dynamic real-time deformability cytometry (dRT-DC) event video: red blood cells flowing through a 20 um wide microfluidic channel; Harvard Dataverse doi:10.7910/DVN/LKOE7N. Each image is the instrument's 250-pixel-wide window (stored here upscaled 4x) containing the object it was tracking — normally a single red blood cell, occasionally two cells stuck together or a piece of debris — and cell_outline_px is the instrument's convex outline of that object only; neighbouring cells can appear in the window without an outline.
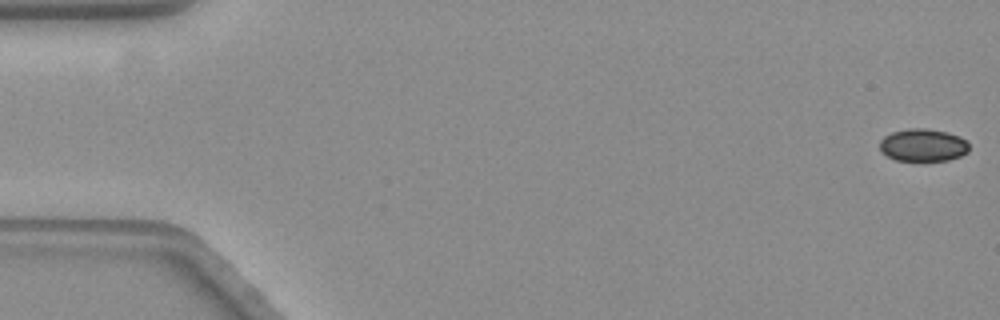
{"species": "common noctule bat (a hibernating species)", "species_latin": "Nyctalus noctula", "temperature_condition": "warm", "stored_images_in_passage": 58, "camera_frame_rate_fps": 3000, "um_per_image_px": 0.085, "animal": {"sex": "female", "body_mass_g": 19.3, "forearm_length_mm": 54.1}, "frame": {"image": 1, "passage_image": 1, "time_ms": 0.0, "image_size_px": [1000, 320], "cell_outline_px": [[968, 152], [960, 156], [948, 160], [896, 160], [880, 152], [880, 140], [884, 136], [892, 132], [912, 128], [924, 128], [944, 132], [956, 136], [964, 140], [968, 144]], "centroid_in_image_um": [78.41, 12.34], "position_along_channel_um": 6.6, "area_um2": 16.65}}
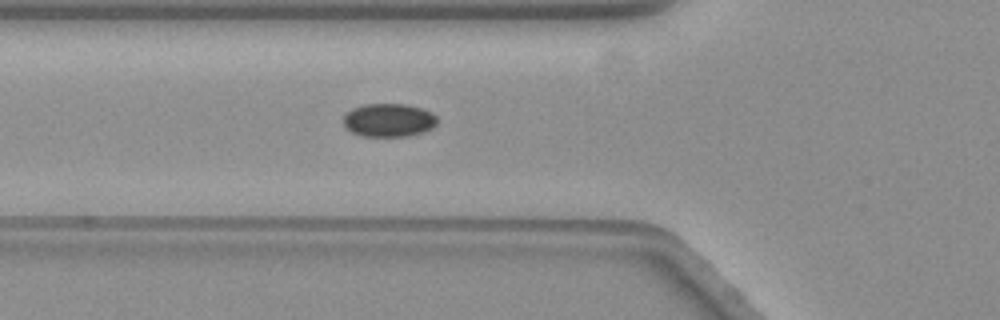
{"frame": {"image": 2, "passage_image": 21, "time_ms": 6.667, "image_size_px": [1000, 320], "cell_outline_px": [[436, 124], [432, 128], [424, 132], [408, 136], [360, 136], [344, 128], [344, 116], [352, 108], [364, 104], [408, 104], [432, 112], [436, 116]], "centroid_in_image_um": [33.04, 10.21], "position_along_channel_um": 92.8, "area_um2": 18.32}}
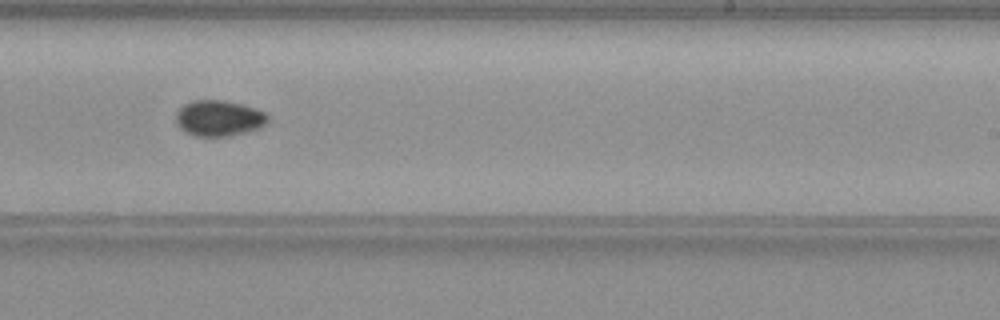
{"frame": {"image": 3, "passage_image": 36, "time_ms": 11.667, "image_size_px": [1000, 320], "cell_outline_px": [[268, 120], [260, 128], [248, 132], [228, 136], [196, 136], [184, 132], [180, 128], [176, 120], [176, 112], [184, 104], [192, 100], [224, 100], [256, 108], [264, 112], [268, 116]], "centroid_in_image_um": [18.6, 10.05], "position_along_channel_um": 270.4, "area_um2": 19.25}, "authors_computed_cell_mechanics": {"area_um2": 18.0625, "velocity_mm_per_s": 3.5474, "shape_relaxation_time_tau1_ms": 9.4035, "shape_relaxation_time_tau2_ms": null, "deformation_change_tau1": 0.0837, "deformation_change_tau2": null}}